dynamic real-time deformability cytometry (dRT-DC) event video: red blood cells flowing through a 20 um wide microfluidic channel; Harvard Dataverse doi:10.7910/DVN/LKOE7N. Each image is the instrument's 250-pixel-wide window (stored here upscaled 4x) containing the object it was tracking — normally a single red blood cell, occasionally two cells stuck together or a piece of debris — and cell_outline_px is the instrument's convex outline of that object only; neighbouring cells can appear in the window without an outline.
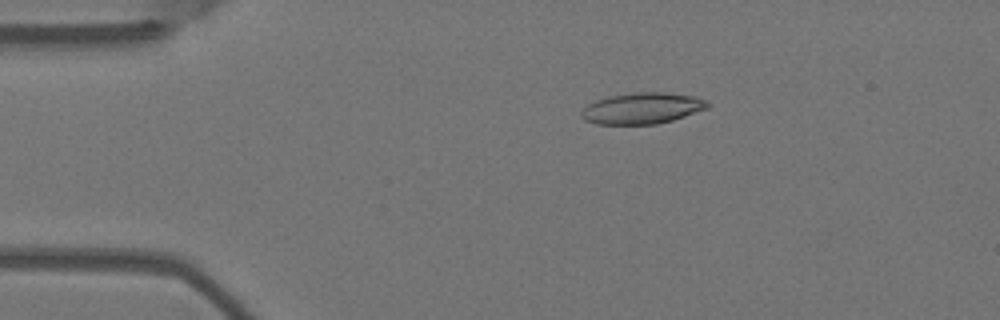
{"species": "Egyptian fruit bat (a non-hibernating species)", "species_latin": "Rousettus aegyptiacus", "temperature_condition": "warm", "stored_images_in_passage": 4, "camera_frame_rate_fps": 3000, "um_per_image_px": 0.085, "animal": {"sex": "female"}, "frame": {"image": 1, "passage_image": 3, "time_ms": 0.667, "image_size_px": [1000, 320], "cell_outline_px": [[712, 104], [708, 108], [672, 120], [656, 124], [596, 124], [584, 120], [580, 116], [580, 112], [588, 104], [596, 100], [608, 96], [636, 92], [664, 92], [696, 96]], "centroid_in_image_um": [54.58, 9.2], "position_along_channel_um": 30.4, "area_um2": 23.0}}